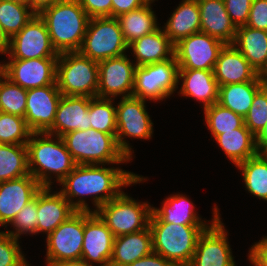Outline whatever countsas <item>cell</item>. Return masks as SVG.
<instances>
[{
  "mask_svg": "<svg viewBox=\"0 0 267 266\" xmlns=\"http://www.w3.org/2000/svg\"><path fill=\"white\" fill-rule=\"evenodd\" d=\"M145 181L146 177L119 167H105V164L76 165L59 183V186L62 185L59 191L76 211L95 212L100 206L116 198L123 191L122 188ZM89 196L94 209H90L86 202Z\"/></svg>",
  "mask_w": 267,
  "mask_h": 266,
  "instance_id": "1",
  "label": "cell"
},
{
  "mask_svg": "<svg viewBox=\"0 0 267 266\" xmlns=\"http://www.w3.org/2000/svg\"><path fill=\"white\" fill-rule=\"evenodd\" d=\"M26 145L29 173L42 187L59 184L77 165L60 136L33 132Z\"/></svg>",
  "mask_w": 267,
  "mask_h": 266,
  "instance_id": "2",
  "label": "cell"
},
{
  "mask_svg": "<svg viewBox=\"0 0 267 266\" xmlns=\"http://www.w3.org/2000/svg\"><path fill=\"white\" fill-rule=\"evenodd\" d=\"M38 14L58 53L80 50L90 17L78 0H58Z\"/></svg>",
  "mask_w": 267,
  "mask_h": 266,
  "instance_id": "3",
  "label": "cell"
},
{
  "mask_svg": "<svg viewBox=\"0 0 267 266\" xmlns=\"http://www.w3.org/2000/svg\"><path fill=\"white\" fill-rule=\"evenodd\" d=\"M211 225H180L162 222L153 212L149 219L153 252L172 261L176 266L191 263L198 239Z\"/></svg>",
  "mask_w": 267,
  "mask_h": 266,
  "instance_id": "4",
  "label": "cell"
},
{
  "mask_svg": "<svg viewBox=\"0 0 267 266\" xmlns=\"http://www.w3.org/2000/svg\"><path fill=\"white\" fill-rule=\"evenodd\" d=\"M62 139L77 165H119L131 161L119 148L116 134L90 128L69 132L63 135Z\"/></svg>",
  "mask_w": 267,
  "mask_h": 266,
  "instance_id": "5",
  "label": "cell"
},
{
  "mask_svg": "<svg viewBox=\"0 0 267 266\" xmlns=\"http://www.w3.org/2000/svg\"><path fill=\"white\" fill-rule=\"evenodd\" d=\"M56 82L62 95L97 97L98 62L79 51L59 53Z\"/></svg>",
  "mask_w": 267,
  "mask_h": 266,
  "instance_id": "6",
  "label": "cell"
},
{
  "mask_svg": "<svg viewBox=\"0 0 267 266\" xmlns=\"http://www.w3.org/2000/svg\"><path fill=\"white\" fill-rule=\"evenodd\" d=\"M152 205L140 202L124 191L95 212L115 237L138 232L149 226Z\"/></svg>",
  "mask_w": 267,
  "mask_h": 266,
  "instance_id": "7",
  "label": "cell"
},
{
  "mask_svg": "<svg viewBox=\"0 0 267 266\" xmlns=\"http://www.w3.org/2000/svg\"><path fill=\"white\" fill-rule=\"evenodd\" d=\"M79 52L97 62L127 54L128 44L124 39L118 19L114 17L90 18Z\"/></svg>",
  "mask_w": 267,
  "mask_h": 266,
  "instance_id": "8",
  "label": "cell"
},
{
  "mask_svg": "<svg viewBox=\"0 0 267 266\" xmlns=\"http://www.w3.org/2000/svg\"><path fill=\"white\" fill-rule=\"evenodd\" d=\"M179 65L175 55L165 61L136 66L132 96L160 102L179 88Z\"/></svg>",
  "mask_w": 267,
  "mask_h": 266,
  "instance_id": "9",
  "label": "cell"
},
{
  "mask_svg": "<svg viewBox=\"0 0 267 266\" xmlns=\"http://www.w3.org/2000/svg\"><path fill=\"white\" fill-rule=\"evenodd\" d=\"M147 100L134 96L120 98L116 103V141L119 148L132 160L134 150L126 138L149 140L153 122L146 109Z\"/></svg>",
  "mask_w": 267,
  "mask_h": 266,
  "instance_id": "10",
  "label": "cell"
},
{
  "mask_svg": "<svg viewBox=\"0 0 267 266\" xmlns=\"http://www.w3.org/2000/svg\"><path fill=\"white\" fill-rule=\"evenodd\" d=\"M84 236V211H76L46 237V266L80 260Z\"/></svg>",
  "mask_w": 267,
  "mask_h": 266,
  "instance_id": "11",
  "label": "cell"
},
{
  "mask_svg": "<svg viewBox=\"0 0 267 266\" xmlns=\"http://www.w3.org/2000/svg\"><path fill=\"white\" fill-rule=\"evenodd\" d=\"M7 59L58 58L44 20L35 14L11 39Z\"/></svg>",
  "mask_w": 267,
  "mask_h": 266,
  "instance_id": "12",
  "label": "cell"
},
{
  "mask_svg": "<svg viewBox=\"0 0 267 266\" xmlns=\"http://www.w3.org/2000/svg\"><path fill=\"white\" fill-rule=\"evenodd\" d=\"M128 55L98 62L97 97L117 99L132 96L136 64Z\"/></svg>",
  "mask_w": 267,
  "mask_h": 266,
  "instance_id": "13",
  "label": "cell"
},
{
  "mask_svg": "<svg viewBox=\"0 0 267 266\" xmlns=\"http://www.w3.org/2000/svg\"><path fill=\"white\" fill-rule=\"evenodd\" d=\"M0 62L3 74L26 90L57 84L58 58L7 59ZM2 63V64H1Z\"/></svg>",
  "mask_w": 267,
  "mask_h": 266,
  "instance_id": "14",
  "label": "cell"
},
{
  "mask_svg": "<svg viewBox=\"0 0 267 266\" xmlns=\"http://www.w3.org/2000/svg\"><path fill=\"white\" fill-rule=\"evenodd\" d=\"M224 43L206 33L198 32L174 45L179 69L213 70Z\"/></svg>",
  "mask_w": 267,
  "mask_h": 266,
  "instance_id": "15",
  "label": "cell"
},
{
  "mask_svg": "<svg viewBox=\"0 0 267 266\" xmlns=\"http://www.w3.org/2000/svg\"><path fill=\"white\" fill-rule=\"evenodd\" d=\"M221 216L200 235L188 266H237Z\"/></svg>",
  "mask_w": 267,
  "mask_h": 266,
  "instance_id": "16",
  "label": "cell"
},
{
  "mask_svg": "<svg viewBox=\"0 0 267 266\" xmlns=\"http://www.w3.org/2000/svg\"><path fill=\"white\" fill-rule=\"evenodd\" d=\"M114 238L111 230L96 212L84 211L82 260L92 266H109Z\"/></svg>",
  "mask_w": 267,
  "mask_h": 266,
  "instance_id": "17",
  "label": "cell"
},
{
  "mask_svg": "<svg viewBox=\"0 0 267 266\" xmlns=\"http://www.w3.org/2000/svg\"><path fill=\"white\" fill-rule=\"evenodd\" d=\"M61 97L57 84L27 90L24 118L32 132H47L53 126Z\"/></svg>",
  "mask_w": 267,
  "mask_h": 266,
  "instance_id": "18",
  "label": "cell"
},
{
  "mask_svg": "<svg viewBox=\"0 0 267 266\" xmlns=\"http://www.w3.org/2000/svg\"><path fill=\"white\" fill-rule=\"evenodd\" d=\"M41 188L40 183L30 174L0 182V227L7 229L17 213Z\"/></svg>",
  "mask_w": 267,
  "mask_h": 266,
  "instance_id": "19",
  "label": "cell"
},
{
  "mask_svg": "<svg viewBox=\"0 0 267 266\" xmlns=\"http://www.w3.org/2000/svg\"><path fill=\"white\" fill-rule=\"evenodd\" d=\"M88 96H65L60 98L53 126L47 133L62 137L75 131H85L91 128L89 120Z\"/></svg>",
  "mask_w": 267,
  "mask_h": 266,
  "instance_id": "20",
  "label": "cell"
},
{
  "mask_svg": "<svg viewBox=\"0 0 267 266\" xmlns=\"http://www.w3.org/2000/svg\"><path fill=\"white\" fill-rule=\"evenodd\" d=\"M75 212L60 191L42 187L37 193V234L45 233L47 237Z\"/></svg>",
  "mask_w": 267,
  "mask_h": 266,
  "instance_id": "21",
  "label": "cell"
},
{
  "mask_svg": "<svg viewBox=\"0 0 267 266\" xmlns=\"http://www.w3.org/2000/svg\"><path fill=\"white\" fill-rule=\"evenodd\" d=\"M213 72L218 86L253 81L259 75L233 44L220 50Z\"/></svg>",
  "mask_w": 267,
  "mask_h": 266,
  "instance_id": "22",
  "label": "cell"
},
{
  "mask_svg": "<svg viewBox=\"0 0 267 266\" xmlns=\"http://www.w3.org/2000/svg\"><path fill=\"white\" fill-rule=\"evenodd\" d=\"M161 207H152V212L162 221L180 225H212L221 215L220 208L214 205L213 215L210 220H202L197 214L194 203L187 195L171 194L161 203Z\"/></svg>",
  "mask_w": 267,
  "mask_h": 266,
  "instance_id": "23",
  "label": "cell"
},
{
  "mask_svg": "<svg viewBox=\"0 0 267 266\" xmlns=\"http://www.w3.org/2000/svg\"><path fill=\"white\" fill-rule=\"evenodd\" d=\"M200 10V32L217 38L224 44H233L237 27L232 22L224 0H197Z\"/></svg>",
  "mask_w": 267,
  "mask_h": 266,
  "instance_id": "24",
  "label": "cell"
},
{
  "mask_svg": "<svg viewBox=\"0 0 267 266\" xmlns=\"http://www.w3.org/2000/svg\"><path fill=\"white\" fill-rule=\"evenodd\" d=\"M179 84L182 82L178 95L195 98L205 107L218 102L219 86L213 70L179 69Z\"/></svg>",
  "mask_w": 267,
  "mask_h": 266,
  "instance_id": "25",
  "label": "cell"
},
{
  "mask_svg": "<svg viewBox=\"0 0 267 266\" xmlns=\"http://www.w3.org/2000/svg\"><path fill=\"white\" fill-rule=\"evenodd\" d=\"M136 66H144L168 60L174 56V44L160 26L157 30L128 45Z\"/></svg>",
  "mask_w": 267,
  "mask_h": 266,
  "instance_id": "26",
  "label": "cell"
},
{
  "mask_svg": "<svg viewBox=\"0 0 267 266\" xmlns=\"http://www.w3.org/2000/svg\"><path fill=\"white\" fill-rule=\"evenodd\" d=\"M153 252L151 229H146L114 238L109 266H128Z\"/></svg>",
  "mask_w": 267,
  "mask_h": 266,
  "instance_id": "27",
  "label": "cell"
},
{
  "mask_svg": "<svg viewBox=\"0 0 267 266\" xmlns=\"http://www.w3.org/2000/svg\"><path fill=\"white\" fill-rule=\"evenodd\" d=\"M164 25L162 29L174 45L181 39L200 32L197 0H182Z\"/></svg>",
  "mask_w": 267,
  "mask_h": 266,
  "instance_id": "28",
  "label": "cell"
},
{
  "mask_svg": "<svg viewBox=\"0 0 267 266\" xmlns=\"http://www.w3.org/2000/svg\"><path fill=\"white\" fill-rule=\"evenodd\" d=\"M233 45L259 74L267 67V31L239 26Z\"/></svg>",
  "mask_w": 267,
  "mask_h": 266,
  "instance_id": "29",
  "label": "cell"
},
{
  "mask_svg": "<svg viewBox=\"0 0 267 266\" xmlns=\"http://www.w3.org/2000/svg\"><path fill=\"white\" fill-rule=\"evenodd\" d=\"M214 140L235 167L258 154L255 136L245 124L241 128L216 136Z\"/></svg>",
  "mask_w": 267,
  "mask_h": 266,
  "instance_id": "30",
  "label": "cell"
},
{
  "mask_svg": "<svg viewBox=\"0 0 267 266\" xmlns=\"http://www.w3.org/2000/svg\"><path fill=\"white\" fill-rule=\"evenodd\" d=\"M262 86L260 74L253 81L219 86L217 103L244 118Z\"/></svg>",
  "mask_w": 267,
  "mask_h": 266,
  "instance_id": "31",
  "label": "cell"
},
{
  "mask_svg": "<svg viewBox=\"0 0 267 266\" xmlns=\"http://www.w3.org/2000/svg\"><path fill=\"white\" fill-rule=\"evenodd\" d=\"M154 1L158 0H151L146 5L117 17L128 45L160 27L157 21L158 17L155 11L152 10L153 6L151 4L155 3Z\"/></svg>",
  "mask_w": 267,
  "mask_h": 266,
  "instance_id": "32",
  "label": "cell"
},
{
  "mask_svg": "<svg viewBox=\"0 0 267 266\" xmlns=\"http://www.w3.org/2000/svg\"><path fill=\"white\" fill-rule=\"evenodd\" d=\"M242 173L245 190L267 201V154L258 153L236 166Z\"/></svg>",
  "mask_w": 267,
  "mask_h": 266,
  "instance_id": "33",
  "label": "cell"
},
{
  "mask_svg": "<svg viewBox=\"0 0 267 266\" xmlns=\"http://www.w3.org/2000/svg\"><path fill=\"white\" fill-rule=\"evenodd\" d=\"M29 174L27 145L0 144V182Z\"/></svg>",
  "mask_w": 267,
  "mask_h": 266,
  "instance_id": "34",
  "label": "cell"
},
{
  "mask_svg": "<svg viewBox=\"0 0 267 266\" xmlns=\"http://www.w3.org/2000/svg\"><path fill=\"white\" fill-rule=\"evenodd\" d=\"M35 14L28 5L0 0V25L9 39L16 35Z\"/></svg>",
  "mask_w": 267,
  "mask_h": 266,
  "instance_id": "35",
  "label": "cell"
},
{
  "mask_svg": "<svg viewBox=\"0 0 267 266\" xmlns=\"http://www.w3.org/2000/svg\"><path fill=\"white\" fill-rule=\"evenodd\" d=\"M205 125L210 131L213 139L229 131L241 128L244 125V118L232 110L214 103L204 109Z\"/></svg>",
  "mask_w": 267,
  "mask_h": 266,
  "instance_id": "36",
  "label": "cell"
},
{
  "mask_svg": "<svg viewBox=\"0 0 267 266\" xmlns=\"http://www.w3.org/2000/svg\"><path fill=\"white\" fill-rule=\"evenodd\" d=\"M115 99L94 97L89 103L91 129L107 134H116Z\"/></svg>",
  "mask_w": 267,
  "mask_h": 266,
  "instance_id": "37",
  "label": "cell"
},
{
  "mask_svg": "<svg viewBox=\"0 0 267 266\" xmlns=\"http://www.w3.org/2000/svg\"><path fill=\"white\" fill-rule=\"evenodd\" d=\"M27 90L13 83L0 69V112L25 117Z\"/></svg>",
  "mask_w": 267,
  "mask_h": 266,
  "instance_id": "38",
  "label": "cell"
},
{
  "mask_svg": "<svg viewBox=\"0 0 267 266\" xmlns=\"http://www.w3.org/2000/svg\"><path fill=\"white\" fill-rule=\"evenodd\" d=\"M32 133L24 117L0 112V144L26 145Z\"/></svg>",
  "mask_w": 267,
  "mask_h": 266,
  "instance_id": "39",
  "label": "cell"
},
{
  "mask_svg": "<svg viewBox=\"0 0 267 266\" xmlns=\"http://www.w3.org/2000/svg\"><path fill=\"white\" fill-rule=\"evenodd\" d=\"M37 194L26 204L19 213L14 217L8 226H12L13 230H5L8 234L16 239H20L24 234H37Z\"/></svg>",
  "mask_w": 267,
  "mask_h": 266,
  "instance_id": "40",
  "label": "cell"
},
{
  "mask_svg": "<svg viewBox=\"0 0 267 266\" xmlns=\"http://www.w3.org/2000/svg\"><path fill=\"white\" fill-rule=\"evenodd\" d=\"M266 123L267 87L263 85L255 94L251 107L244 117V124L256 136Z\"/></svg>",
  "mask_w": 267,
  "mask_h": 266,
  "instance_id": "41",
  "label": "cell"
},
{
  "mask_svg": "<svg viewBox=\"0 0 267 266\" xmlns=\"http://www.w3.org/2000/svg\"><path fill=\"white\" fill-rule=\"evenodd\" d=\"M19 239L0 230V266H29Z\"/></svg>",
  "mask_w": 267,
  "mask_h": 266,
  "instance_id": "42",
  "label": "cell"
},
{
  "mask_svg": "<svg viewBox=\"0 0 267 266\" xmlns=\"http://www.w3.org/2000/svg\"><path fill=\"white\" fill-rule=\"evenodd\" d=\"M253 0H224L226 11L236 27L246 25Z\"/></svg>",
  "mask_w": 267,
  "mask_h": 266,
  "instance_id": "43",
  "label": "cell"
},
{
  "mask_svg": "<svg viewBox=\"0 0 267 266\" xmlns=\"http://www.w3.org/2000/svg\"><path fill=\"white\" fill-rule=\"evenodd\" d=\"M246 26L267 31V0H253Z\"/></svg>",
  "mask_w": 267,
  "mask_h": 266,
  "instance_id": "44",
  "label": "cell"
},
{
  "mask_svg": "<svg viewBox=\"0 0 267 266\" xmlns=\"http://www.w3.org/2000/svg\"><path fill=\"white\" fill-rule=\"evenodd\" d=\"M90 18L112 17V0H78Z\"/></svg>",
  "mask_w": 267,
  "mask_h": 266,
  "instance_id": "45",
  "label": "cell"
},
{
  "mask_svg": "<svg viewBox=\"0 0 267 266\" xmlns=\"http://www.w3.org/2000/svg\"><path fill=\"white\" fill-rule=\"evenodd\" d=\"M248 252L247 259L253 266H267V236L254 242Z\"/></svg>",
  "mask_w": 267,
  "mask_h": 266,
  "instance_id": "46",
  "label": "cell"
},
{
  "mask_svg": "<svg viewBox=\"0 0 267 266\" xmlns=\"http://www.w3.org/2000/svg\"><path fill=\"white\" fill-rule=\"evenodd\" d=\"M151 0H112V17L117 18L149 3Z\"/></svg>",
  "mask_w": 267,
  "mask_h": 266,
  "instance_id": "47",
  "label": "cell"
},
{
  "mask_svg": "<svg viewBox=\"0 0 267 266\" xmlns=\"http://www.w3.org/2000/svg\"><path fill=\"white\" fill-rule=\"evenodd\" d=\"M128 266H176L172 261L165 259L163 256L152 252L142 257Z\"/></svg>",
  "mask_w": 267,
  "mask_h": 266,
  "instance_id": "48",
  "label": "cell"
},
{
  "mask_svg": "<svg viewBox=\"0 0 267 266\" xmlns=\"http://www.w3.org/2000/svg\"><path fill=\"white\" fill-rule=\"evenodd\" d=\"M255 141L258 153L267 154V123L255 136Z\"/></svg>",
  "mask_w": 267,
  "mask_h": 266,
  "instance_id": "49",
  "label": "cell"
},
{
  "mask_svg": "<svg viewBox=\"0 0 267 266\" xmlns=\"http://www.w3.org/2000/svg\"><path fill=\"white\" fill-rule=\"evenodd\" d=\"M57 1L58 0H30V8L38 14L42 9Z\"/></svg>",
  "mask_w": 267,
  "mask_h": 266,
  "instance_id": "50",
  "label": "cell"
},
{
  "mask_svg": "<svg viewBox=\"0 0 267 266\" xmlns=\"http://www.w3.org/2000/svg\"><path fill=\"white\" fill-rule=\"evenodd\" d=\"M9 50V38L5 35L0 25V54L6 55Z\"/></svg>",
  "mask_w": 267,
  "mask_h": 266,
  "instance_id": "51",
  "label": "cell"
},
{
  "mask_svg": "<svg viewBox=\"0 0 267 266\" xmlns=\"http://www.w3.org/2000/svg\"><path fill=\"white\" fill-rule=\"evenodd\" d=\"M54 266H92V265H90L86 261L80 259V260L64 261V262L58 263Z\"/></svg>",
  "mask_w": 267,
  "mask_h": 266,
  "instance_id": "52",
  "label": "cell"
},
{
  "mask_svg": "<svg viewBox=\"0 0 267 266\" xmlns=\"http://www.w3.org/2000/svg\"><path fill=\"white\" fill-rule=\"evenodd\" d=\"M260 77L263 85L267 87V67L262 71Z\"/></svg>",
  "mask_w": 267,
  "mask_h": 266,
  "instance_id": "53",
  "label": "cell"
},
{
  "mask_svg": "<svg viewBox=\"0 0 267 266\" xmlns=\"http://www.w3.org/2000/svg\"><path fill=\"white\" fill-rule=\"evenodd\" d=\"M19 3H23L25 5H28L30 7V0H11Z\"/></svg>",
  "mask_w": 267,
  "mask_h": 266,
  "instance_id": "54",
  "label": "cell"
}]
</instances>
